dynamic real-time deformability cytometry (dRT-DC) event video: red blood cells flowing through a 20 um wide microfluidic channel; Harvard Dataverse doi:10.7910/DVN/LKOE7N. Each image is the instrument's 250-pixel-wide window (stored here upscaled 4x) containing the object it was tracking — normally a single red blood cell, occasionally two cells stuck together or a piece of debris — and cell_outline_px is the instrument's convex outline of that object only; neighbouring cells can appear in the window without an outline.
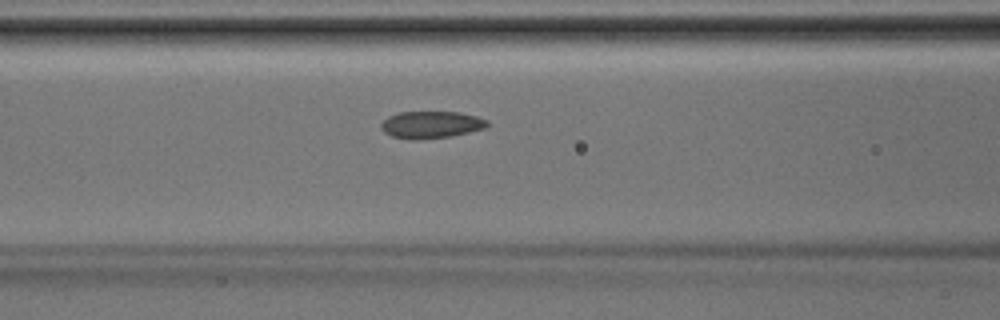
{"species": "Egyptian fruit bat (a non-hibernating species)", "species_latin": "Rousettus aegyptiacus", "temperature_condition": "room temperature", "stored_images_in_passage": 26, "camera_frame_rate_fps": 3000, "um_per_image_px": 0.085, "animal": {"sex": "male"}, "frame": {"image": 1, "passage_image": 5, "time_ms": 1.333, "image_size_px": [1000, 320], "cell_outline_px": [[488, 124], [484, 128], [468, 132], [448, 136], [416, 140], [412, 140], [392, 136], [384, 132], [380, 128], [380, 124], [388, 116], [400, 112], [460, 112], [476, 116], [488, 120]], "centroid_in_image_um": [36.61, 10.59], "position_along_channel_um": 130.0, "area_um2": 16.65}}
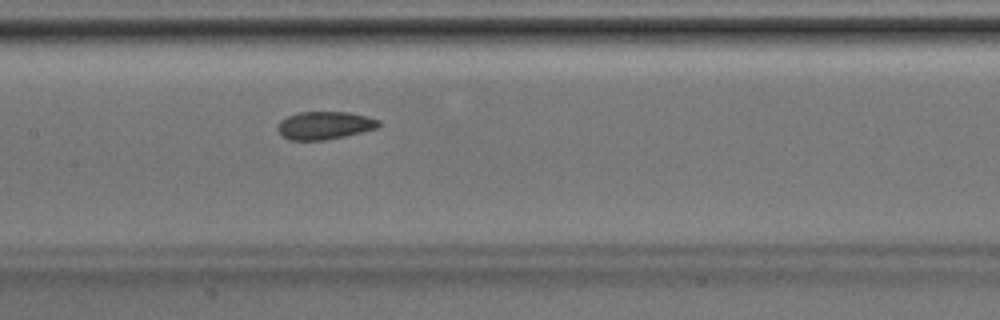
{"frame": {"image": 2, "passage_image": 8, "time_ms": 2.333, "image_size_px": [1000, 320], "cell_outline_px": [[380, 124], [376, 128], [344, 136], [324, 140], [288, 140], [276, 128], [276, 124], [280, 120], [296, 112], [348, 112], [380, 120]], "centroid_in_image_um": [27.54, 10.65], "position_along_channel_um": 179.9, "area_um2": 16.3}}